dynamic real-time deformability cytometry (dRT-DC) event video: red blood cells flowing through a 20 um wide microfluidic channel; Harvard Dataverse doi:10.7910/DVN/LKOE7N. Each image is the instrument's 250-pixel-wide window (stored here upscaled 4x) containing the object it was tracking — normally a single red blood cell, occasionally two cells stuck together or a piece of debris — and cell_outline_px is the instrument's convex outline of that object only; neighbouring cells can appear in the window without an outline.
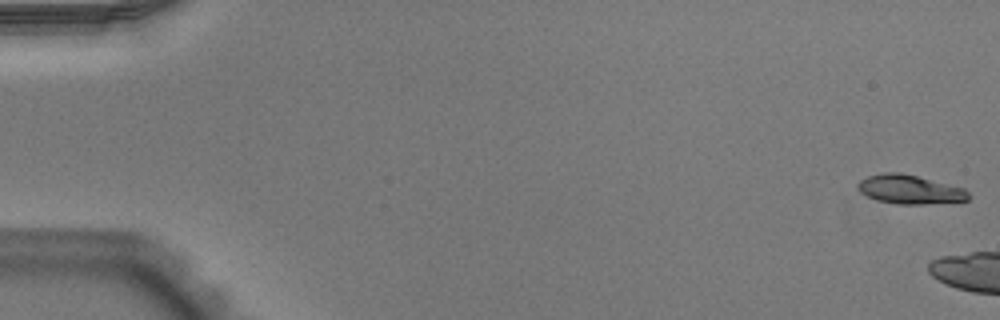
{"species": "Egyptian fruit bat (a non-hibernating species)", "species_latin": "Rousettus aegyptiacus", "temperature_condition": "warm", "stored_images_in_passage": 5, "camera_frame_rate_fps": 3000, "um_per_image_px": 0.085, "animal": {"sex": "male"}, "frame": {"image": 1, "passage_image": 1, "time_ms": 0.0, "image_size_px": [1000, 320], "cell_outline_px": [[972, 196], [968, 200], [924, 204], [896, 204], [876, 200], [860, 192], [856, 188], [856, 184], [860, 180], [868, 176], [884, 172], [900, 172], [964, 188]], "centroid_in_image_um": [77.3, 16.1], "position_along_channel_um": 7.7, "area_um2": 18.67}}